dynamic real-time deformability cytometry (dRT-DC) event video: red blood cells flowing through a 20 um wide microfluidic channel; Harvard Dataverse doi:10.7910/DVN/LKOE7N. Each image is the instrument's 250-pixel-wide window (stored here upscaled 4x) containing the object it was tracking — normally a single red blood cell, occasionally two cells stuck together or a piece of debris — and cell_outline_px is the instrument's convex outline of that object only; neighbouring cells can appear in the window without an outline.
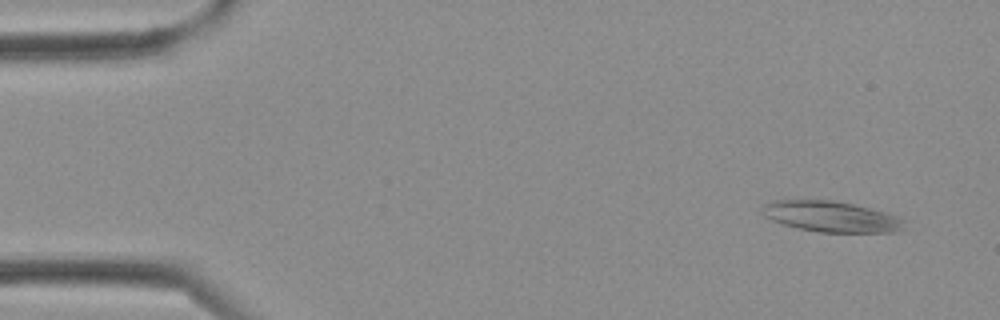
{"species": "Egyptian fruit bat (a non-hibernating species)", "species_latin": "Rousettus aegyptiacus", "temperature_condition": "cold", "stored_images_in_passage": 2, "camera_frame_rate_fps": 3000, "um_per_image_px": 0.085, "frame": {"image": 1, "passage_image": 1, "time_ms": 0.0, "image_size_px": [1000, 320], "cell_outline_px": [[904, 228], [896, 232], [820, 232], [800, 228], [784, 224], [772, 220], [764, 216], [760, 212], [760, 208], [764, 204], [772, 200], [832, 200], [852, 204], [884, 212], [896, 216], [904, 220]], "centroid_in_image_um": [70.61, 18.4], "position_along_channel_um": 14.4, "area_um2": 25.32}}